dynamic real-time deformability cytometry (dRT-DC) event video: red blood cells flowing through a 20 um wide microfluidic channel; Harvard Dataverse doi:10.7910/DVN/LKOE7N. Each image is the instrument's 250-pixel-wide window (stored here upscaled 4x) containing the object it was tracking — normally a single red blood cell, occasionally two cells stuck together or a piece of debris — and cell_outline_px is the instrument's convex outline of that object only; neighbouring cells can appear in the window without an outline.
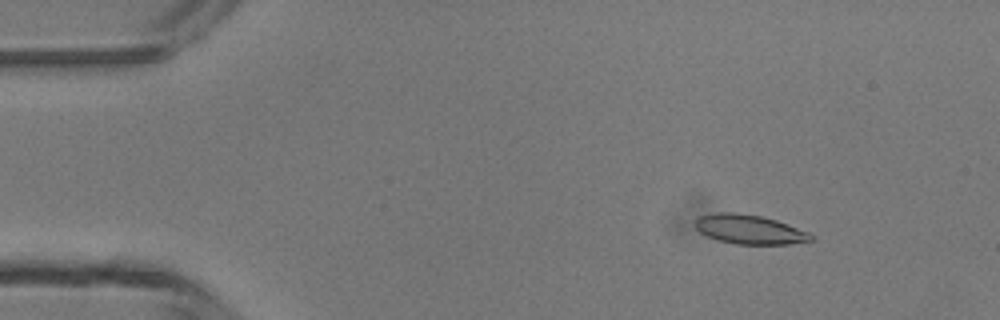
{"species": "common noctule bat (a hibernating species)", "species_latin": "Nyctalus noctula", "temperature_condition": "room temperature", "stored_images_in_passage": 4, "camera_frame_rate_fps": 3000, "um_per_image_px": 0.085, "animal": {"sex": "male", "body_mass_g": 13.3}, "frame": {"image": 1, "passage_image": 2, "time_ms": 1.333, "image_size_px": [1000, 320], "cell_outline_px": [[812, 240], [788, 244], [736, 244], [716, 240], [700, 232], [692, 224], [700, 216], [716, 212], [736, 212], [760, 216], [776, 220], [788, 224], [808, 232], [812, 236]], "centroid_in_image_um": [63.65, 19.49], "position_along_channel_um": 21.3, "area_um2": 19.71}}
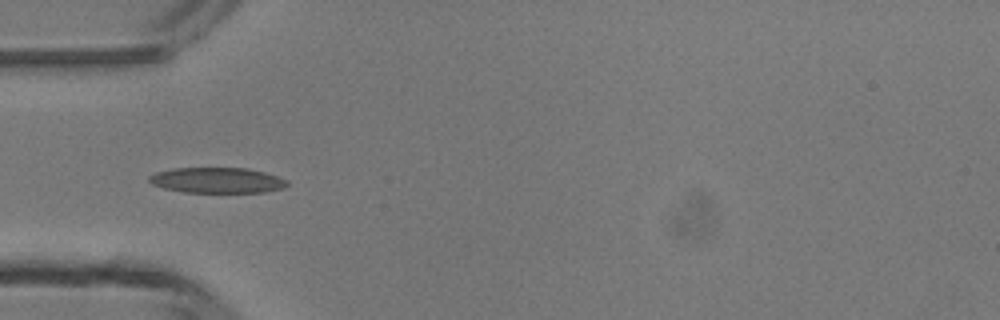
{"frame": {"image": 2, "passage_image": 4, "time_ms": 4.333, "image_size_px": [1000, 320], "cell_outline_px": [[288, 184], [284, 188], [264, 192], [184, 192], [164, 188], [152, 184], [148, 180], [148, 176], [156, 172], [172, 168], [248, 168], [264, 172], [288, 180]], "centroid_in_image_um": [18.44, 15.32], "position_along_channel_um": 66.6, "area_um2": 20.52}}